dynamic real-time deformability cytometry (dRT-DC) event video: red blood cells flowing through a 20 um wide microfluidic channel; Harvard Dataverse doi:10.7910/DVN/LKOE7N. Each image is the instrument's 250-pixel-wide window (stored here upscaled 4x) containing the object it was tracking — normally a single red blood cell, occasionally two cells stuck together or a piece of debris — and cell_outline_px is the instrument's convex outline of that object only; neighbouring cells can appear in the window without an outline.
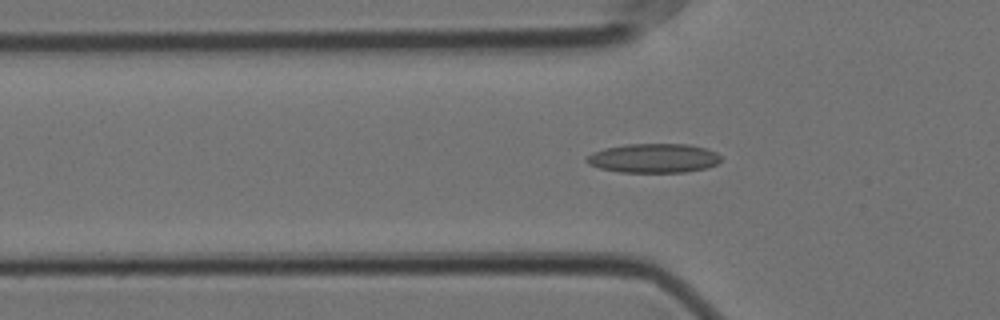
{"species": "Egyptian fruit bat (a non-hibernating species)", "species_latin": "Rousettus aegyptiacus", "temperature_condition": "cold", "stored_images_in_passage": 55, "camera_frame_rate_fps": 3000, "um_per_image_px": 0.085, "animal": {"sex": "female"}, "frame": {"image": 1, "passage_image": 18, "time_ms": 5.667, "image_size_px": [1000, 320], "cell_outline_px": [[720, 160], [716, 164], [704, 168], [684, 172], [620, 172], [600, 168], [588, 164], [584, 160], [592, 152], [604, 148], [628, 144], [688, 144], [704, 148], [716, 152], [720, 156]], "centroid_in_image_um": [55.52, 13.44], "position_along_channel_um": 70.3, "area_um2": 22.72}}
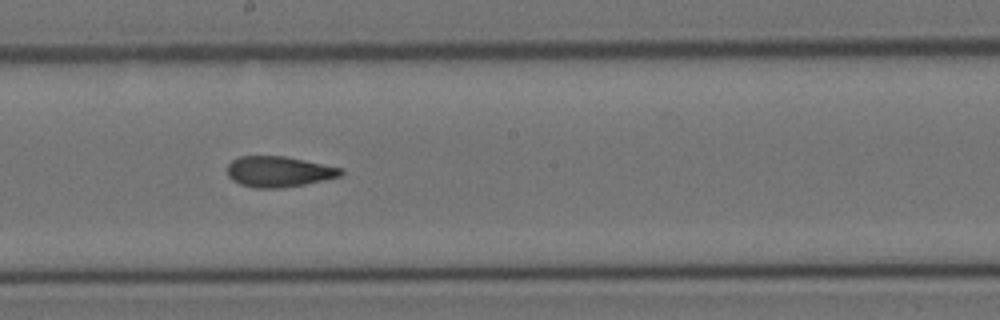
{"frame": {"image": 2, "passage_image": 31, "time_ms": 10.0, "image_size_px": [1000, 320], "cell_outline_px": [[344, 172], [340, 176], [324, 180], [304, 184], [280, 188], [256, 188], [240, 184], [232, 180], [228, 176], [228, 164], [232, 160], [240, 156], [284, 156], [344, 168]], "centroid_in_image_um": [23.7, 14.58], "position_along_channel_um": 224.5, "area_um2": 20.29}}
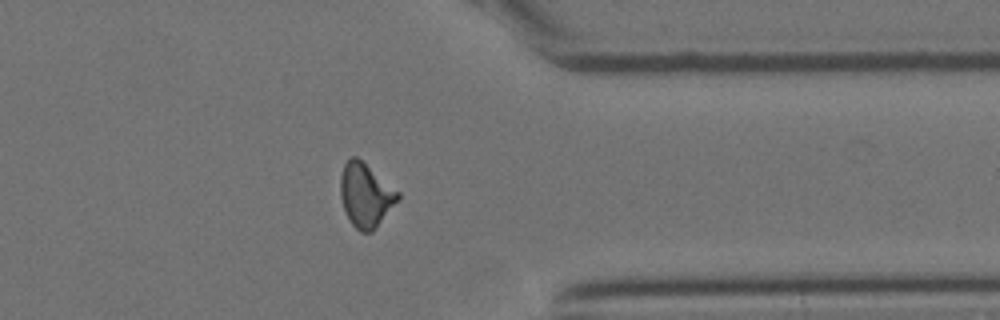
{"frame": {"image": 3, "passage_image": 45, "time_ms": 14.667, "image_size_px": [1000, 320], "cell_outline_px": [[400, 196], [372, 232], [360, 232], [352, 224], [344, 208], [340, 196], [340, 176], [344, 164], [352, 156], [356, 156], [400, 192]], "centroid_in_image_um": [31.05, 16.57], "position_along_channel_um": 380.3, "area_um2": 20.92}, "authors_computed_cell_mechanics": {"area_um2": 20.6924, "velocity_mm_per_s": 3.5384, "shape_relaxation_time_tau1_ms": null, "shape_relaxation_time_tau2_ms": 3.0211, "deformation_change_tau1": null, "deformation_change_tau2": 0.0946}}